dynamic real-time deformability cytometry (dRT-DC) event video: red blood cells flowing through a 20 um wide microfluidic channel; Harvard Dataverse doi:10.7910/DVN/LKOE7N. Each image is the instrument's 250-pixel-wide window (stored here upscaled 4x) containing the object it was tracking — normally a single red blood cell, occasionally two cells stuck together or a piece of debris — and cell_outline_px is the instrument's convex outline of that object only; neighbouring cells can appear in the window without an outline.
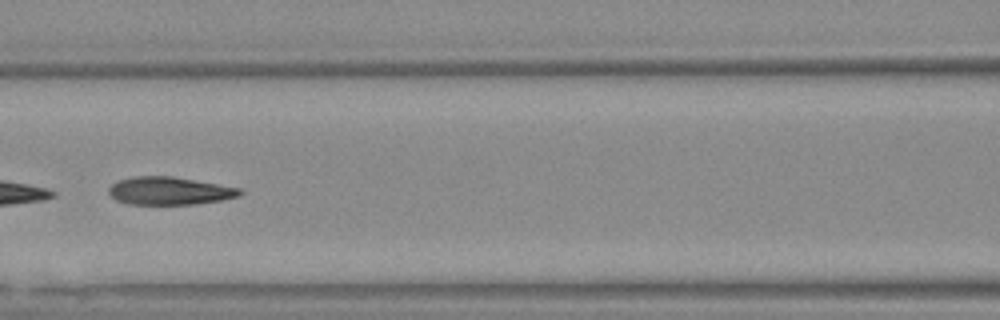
{"species": "Egyptian fruit bat (a non-hibernating species)", "species_latin": "Rousettus aegyptiacus", "temperature_condition": "warm", "stored_images_in_passage": 39, "camera_frame_rate_fps": 3000, "um_per_image_px": 0.085, "animal": {"sex": "female"}, "frame": {"image": 1, "passage_image": 12, "time_ms": 3.667, "image_size_px": [1000, 320], "cell_outline_px": [[244, 192], [240, 196], [220, 200], [196, 204], [128, 204], [116, 200], [108, 192], [108, 188], [112, 184], [120, 180], [136, 176], [172, 176], [240, 188]], "centroid_in_image_um": [14.41, 16.22], "position_along_channel_um": 152.2, "area_um2": 21.15}, "authors_computed_cell_mechanics": {"area_um2": 21.386, "velocity_mm_per_s": 3.7541, "shape_relaxation_time_tau1_ms": null, "shape_relaxation_time_tau2_ms": 4.3753, "deformation_change_tau1": null, "deformation_change_tau2": 0.1387}}